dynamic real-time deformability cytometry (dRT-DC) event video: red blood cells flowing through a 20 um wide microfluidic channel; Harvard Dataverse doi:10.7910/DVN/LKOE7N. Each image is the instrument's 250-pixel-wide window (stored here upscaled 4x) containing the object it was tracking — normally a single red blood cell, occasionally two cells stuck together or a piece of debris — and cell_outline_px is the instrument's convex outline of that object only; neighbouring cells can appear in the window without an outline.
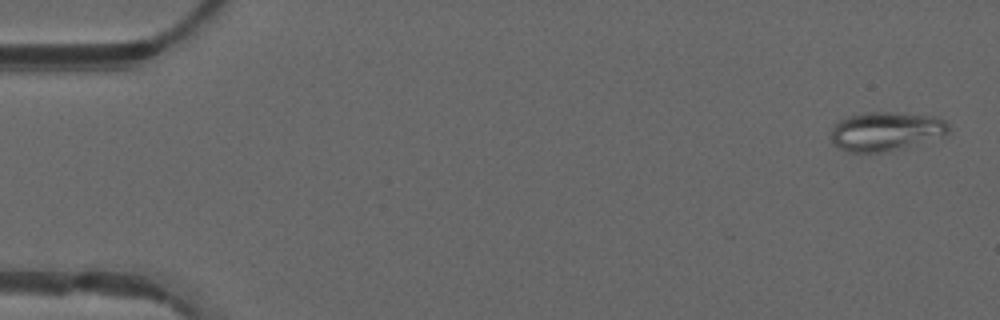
{"species": "common noctule bat (a hibernating species)", "species_latin": "Nyctalus noctula", "temperature_condition": "warm", "stored_images_in_passage": 11, "camera_frame_rate_fps": 3000, "um_per_image_px": 0.085, "animal": {"sex": "male", "forearm_length_mm": 52.5}, "frame": {"image": 1, "passage_image": 2, "time_ms": 0.333, "image_size_px": [1000, 320], "cell_outline_px": [[948, 132], [944, 136], [884, 152], [848, 152], [832, 144], [832, 128], [840, 120], [848, 116], [864, 112], [888, 112], [932, 116], [944, 120], [948, 124]], "centroid_in_image_um": [75.27, 11.16], "position_along_channel_um": 9.7, "area_um2": 26.36}}